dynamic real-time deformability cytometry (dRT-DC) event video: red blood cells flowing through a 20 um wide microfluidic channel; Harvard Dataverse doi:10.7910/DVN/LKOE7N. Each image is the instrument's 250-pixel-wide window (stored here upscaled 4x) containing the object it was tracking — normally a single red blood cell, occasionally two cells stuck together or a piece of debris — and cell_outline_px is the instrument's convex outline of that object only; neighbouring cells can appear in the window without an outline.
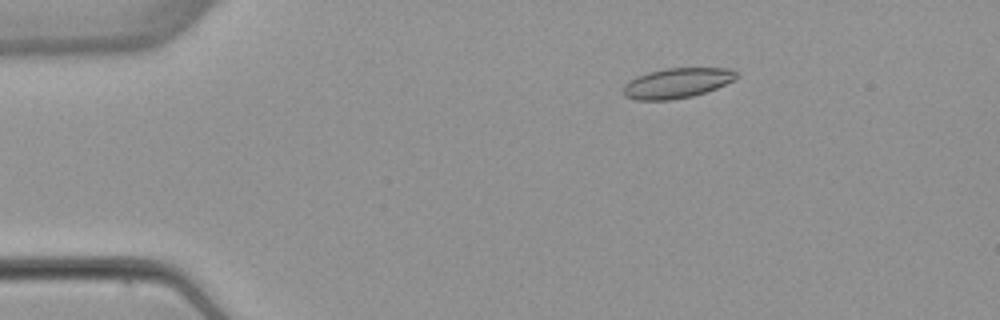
{"species": "common noctule bat (a hibernating species)", "species_latin": "Nyctalus noctula", "temperature_condition": "warm", "stored_images_in_passage": 54, "camera_frame_rate_fps": 3000, "um_per_image_px": 0.085, "animal": {"sex": "female", "body_mass_g": 22.7, "forearm_length_mm": 54.2}, "frame": {"image": 1, "passage_image": 10, "time_ms": 3.0, "image_size_px": [1000, 320], "cell_outline_px": [[740, 76], [736, 80], [716, 88], [692, 96], [672, 100], [636, 100], [624, 96], [624, 84], [628, 80], [636, 76], [648, 72], [668, 68], [732, 68]], "centroid_in_image_um": [57.56, 7.05], "position_along_channel_um": 27.4, "area_um2": 20.0}}
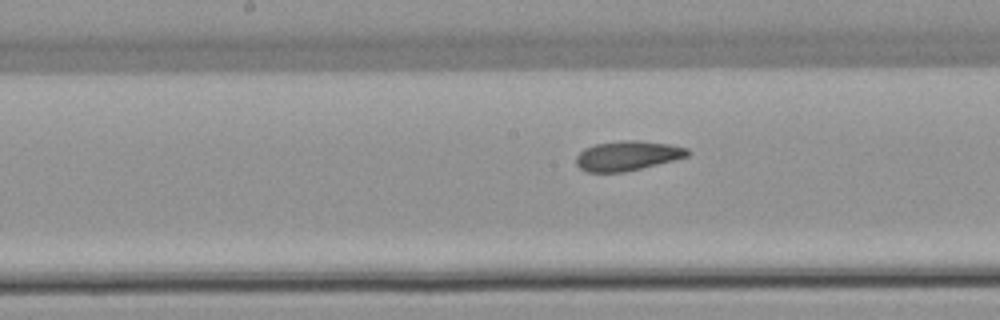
{"frame": {"image": 2, "passage_image": 28, "time_ms": 9.0, "image_size_px": [1000, 320], "cell_outline_px": [[692, 152], [688, 156], [624, 172], [588, 172], [580, 168], [576, 164], [576, 156], [584, 148], [596, 144], [620, 140], [636, 140], [668, 144], [688, 148]], "centroid_in_image_um": [53.32, 13.23], "position_along_channel_um": 194.9, "area_um2": 19.13}}
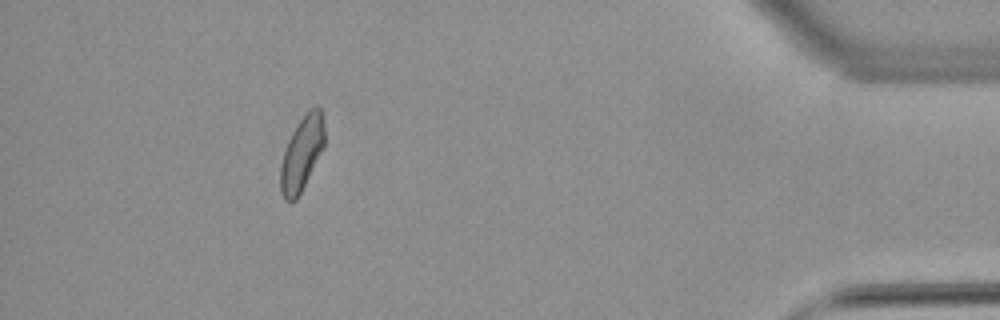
{"frame": {"image": 3, "passage_image": 49, "time_ms": 16.0, "image_size_px": [1000, 320], "cell_outline_px": [[324, 148], [296, 200], [284, 200], [280, 192], [280, 164], [288, 140], [292, 132], [300, 120], [316, 104], [320, 108], [324, 128]], "centroid_in_image_um": [25.64, 13.07], "position_along_channel_um": 409.6, "area_um2": 18.79}, "authors_computed_cell_mechanics": {"area_um2": 19.6231, "velocity_mm_per_s": 3.8774, "shape_relaxation_time_tau1_ms": null, "shape_relaxation_time_tau2_ms": 2.7275, "deformation_change_tau1": null, "deformation_change_tau2": 0.0939}}